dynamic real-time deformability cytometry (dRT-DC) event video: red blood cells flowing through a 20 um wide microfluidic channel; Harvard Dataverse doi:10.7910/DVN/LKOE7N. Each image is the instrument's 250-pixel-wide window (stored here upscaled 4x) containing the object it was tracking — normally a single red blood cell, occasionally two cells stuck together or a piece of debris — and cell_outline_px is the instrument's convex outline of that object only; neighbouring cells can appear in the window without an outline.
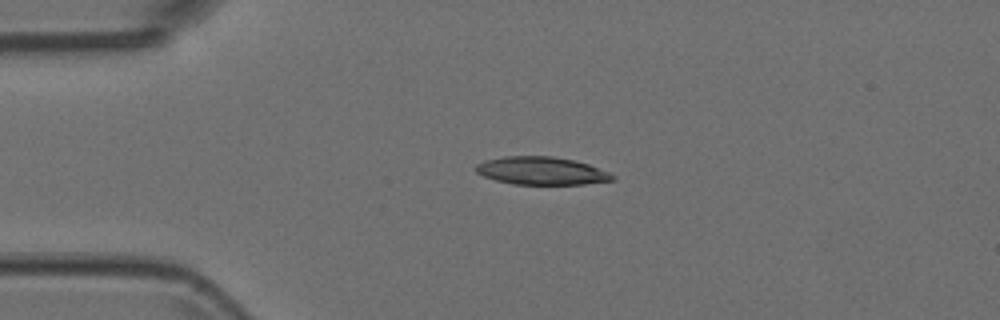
{"species": "Egyptian fruit bat (a non-hibernating species)", "species_latin": "Rousettus aegyptiacus", "temperature_condition": "room temperature", "stored_images_in_passage": 4, "camera_frame_rate_fps": 3000, "um_per_image_px": 0.085, "animal": {"sex": "female"}, "frame": {"image": 1, "passage_image": 2, "time_ms": 0.333, "image_size_px": [1000, 320], "cell_outline_px": [[616, 180], [584, 184], [512, 184], [496, 180], [484, 176], [476, 172], [476, 164], [484, 160], [504, 156], [552, 156], [572, 160], [588, 164], [608, 172], [616, 176]], "centroid_in_image_um": [46.02, 14.52], "position_along_channel_um": 39.0, "area_um2": 22.14}}
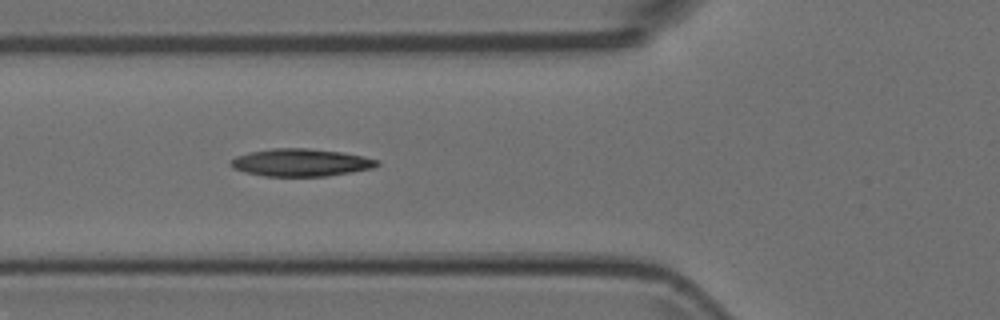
{"frame": {"image": 2, "passage_image": 4, "time_ms": 1.0, "image_size_px": [1000, 320], "cell_outline_px": [[380, 164], [372, 168], [352, 172], [328, 176], [264, 176], [244, 172], [232, 168], [228, 164], [228, 160], [236, 156], [248, 152], [272, 148], [308, 148], [340, 152], [364, 156], [380, 160]], "centroid_in_image_um": [25.53, 13.81], "position_along_channel_um": 100.3, "area_um2": 23.76}}